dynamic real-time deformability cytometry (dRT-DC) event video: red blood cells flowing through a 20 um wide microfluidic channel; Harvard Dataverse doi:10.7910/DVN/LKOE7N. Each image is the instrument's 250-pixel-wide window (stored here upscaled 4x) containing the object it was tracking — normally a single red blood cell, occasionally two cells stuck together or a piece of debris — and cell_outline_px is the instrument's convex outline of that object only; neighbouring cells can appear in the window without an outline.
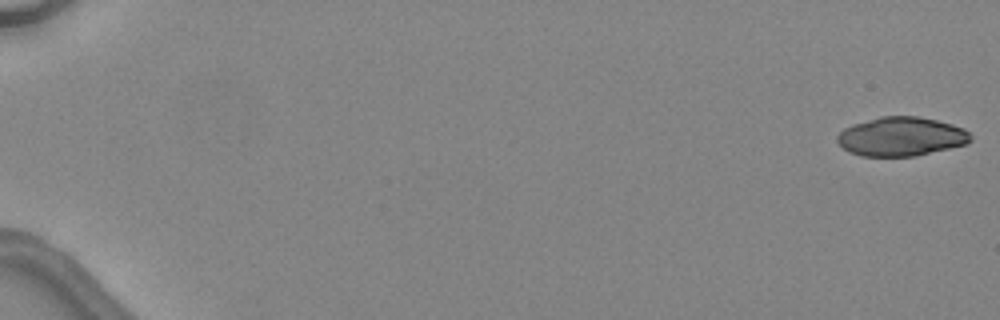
{"species": "common noctule bat (a hibernating species)", "species_latin": "Nyctalus noctula", "temperature_condition": "warm", "stored_images_in_passage": 7, "camera_frame_rate_fps": 3000, "um_per_image_px": 0.085, "animal": {"sex": "female", "body_mass_g": 24.6, "forearm_length_mm": 56.2}, "frame": {"image": 1, "passage_image": 1, "time_ms": 0.0, "image_size_px": [1000, 320], "cell_outline_px": [[972, 140], [968, 144], [916, 156], [860, 156], [848, 152], [836, 140], [836, 136], [844, 128], [852, 124], [880, 116], [920, 116], [952, 124], [964, 128], [972, 136]], "centroid_in_image_um": [76.61, 11.61], "position_along_channel_um": 8.4, "area_um2": 30.58}}